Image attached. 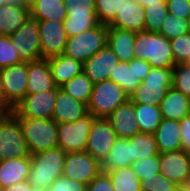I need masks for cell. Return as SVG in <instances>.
I'll return each mask as SVG.
<instances>
[{
	"label": "cell",
	"mask_w": 190,
	"mask_h": 191,
	"mask_svg": "<svg viewBox=\"0 0 190 191\" xmlns=\"http://www.w3.org/2000/svg\"><path fill=\"white\" fill-rule=\"evenodd\" d=\"M66 155L67 153L60 147L31 155L28 183L34 189L49 191L55 179L62 176Z\"/></svg>",
	"instance_id": "1"
},
{
	"label": "cell",
	"mask_w": 190,
	"mask_h": 191,
	"mask_svg": "<svg viewBox=\"0 0 190 191\" xmlns=\"http://www.w3.org/2000/svg\"><path fill=\"white\" fill-rule=\"evenodd\" d=\"M134 54L135 58L148 61L151 67L170 68L175 65L170 40L157 32H137Z\"/></svg>",
	"instance_id": "2"
},
{
	"label": "cell",
	"mask_w": 190,
	"mask_h": 191,
	"mask_svg": "<svg viewBox=\"0 0 190 191\" xmlns=\"http://www.w3.org/2000/svg\"><path fill=\"white\" fill-rule=\"evenodd\" d=\"M18 119L30 155L58 147V124L53 119Z\"/></svg>",
	"instance_id": "3"
},
{
	"label": "cell",
	"mask_w": 190,
	"mask_h": 191,
	"mask_svg": "<svg viewBox=\"0 0 190 191\" xmlns=\"http://www.w3.org/2000/svg\"><path fill=\"white\" fill-rule=\"evenodd\" d=\"M172 86L173 67H152L145 79L129 95V100L134 104L160 105Z\"/></svg>",
	"instance_id": "4"
},
{
	"label": "cell",
	"mask_w": 190,
	"mask_h": 191,
	"mask_svg": "<svg viewBox=\"0 0 190 191\" xmlns=\"http://www.w3.org/2000/svg\"><path fill=\"white\" fill-rule=\"evenodd\" d=\"M128 100L129 95L121 86L113 81L105 80L94 83L87 109L95 118H106Z\"/></svg>",
	"instance_id": "5"
},
{
	"label": "cell",
	"mask_w": 190,
	"mask_h": 191,
	"mask_svg": "<svg viewBox=\"0 0 190 191\" xmlns=\"http://www.w3.org/2000/svg\"><path fill=\"white\" fill-rule=\"evenodd\" d=\"M108 25L98 24L90 30L68 37L64 55L82 63L107 46Z\"/></svg>",
	"instance_id": "6"
},
{
	"label": "cell",
	"mask_w": 190,
	"mask_h": 191,
	"mask_svg": "<svg viewBox=\"0 0 190 191\" xmlns=\"http://www.w3.org/2000/svg\"><path fill=\"white\" fill-rule=\"evenodd\" d=\"M30 156L19 119L11 111L0 121V160Z\"/></svg>",
	"instance_id": "7"
},
{
	"label": "cell",
	"mask_w": 190,
	"mask_h": 191,
	"mask_svg": "<svg viewBox=\"0 0 190 191\" xmlns=\"http://www.w3.org/2000/svg\"><path fill=\"white\" fill-rule=\"evenodd\" d=\"M27 62L0 69V97L13 109L27 95Z\"/></svg>",
	"instance_id": "8"
},
{
	"label": "cell",
	"mask_w": 190,
	"mask_h": 191,
	"mask_svg": "<svg viewBox=\"0 0 190 191\" xmlns=\"http://www.w3.org/2000/svg\"><path fill=\"white\" fill-rule=\"evenodd\" d=\"M95 117L89 112L71 123H58V147L66 153L85 152Z\"/></svg>",
	"instance_id": "9"
},
{
	"label": "cell",
	"mask_w": 190,
	"mask_h": 191,
	"mask_svg": "<svg viewBox=\"0 0 190 191\" xmlns=\"http://www.w3.org/2000/svg\"><path fill=\"white\" fill-rule=\"evenodd\" d=\"M22 62L42 59L39 21L29 16L23 25L10 35Z\"/></svg>",
	"instance_id": "10"
},
{
	"label": "cell",
	"mask_w": 190,
	"mask_h": 191,
	"mask_svg": "<svg viewBox=\"0 0 190 191\" xmlns=\"http://www.w3.org/2000/svg\"><path fill=\"white\" fill-rule=\"evenodd\" d=\"M57 98V86L49 91L27 94L11 110L17 117L52 119Z\"/></svg>",
	"instance_id": "11"
},
{
	"label": "cell",
	"mask_w": 190,
	"mask_h": 191,
	"mask_svg": "<svg viewBox=\"0 0 190 191\" xmlns=\"http://www.w3.org/2000/svg\"><path fill=\"white\" fill-rule=\"evenodd\" d=\"M102 172V166L87 152L67 153L62 176L88 185Z\"/></svg>",
	"instance_id": "12"
},
{
	"label": "cell",
	"mask_w": 190,
	"mask_h": 191,
	"mask_svg": "<svg viewBox=\"0 0 190 191\" xmlns=\"http://www.w3.org/2000/svg\"><path fill=\"white\" fill-rule=\"evenodd\" d=\"M151 68L150 63L144 59L134 58L130 62H118L109 80L117 83L130 95L145 79Z\"/></svg>",
	"instance_id": "13"
},
{
	"label": "cell",
	"mask_w": 190,
	"mask_h": 191,
	"mask_svg": "<svg viewBox=\"0 0 190 191\" xmlns=\"http://www.w3.org/2000/svg\"><path fill=\"white\" fill-rule=\"evenodd\" d=\"M117 135L106 118L93 120L85 152L102 163L115 144Z\"/></svg>",
	"instance_id": "14"
},
{
	"label": "cell",
	"mask_w": 190,
	"mask_h": 191,
	"mask_svg": "<svg viewBox=\"0 0 190 191\" xmlns=\"http://www.w3.org/2000/svg\"><path fill=\"white\" fill-rule=\"evenodd\" d=\"M39 32L42 59L64 53L68 37L63 22L39 21Z\"/></svg>",
	"instance_id": "15"
},
{
	"label": "cell",
	"mask_w": 190,
	"mask_h": 191,
	"mask_svg": "<svg viewBox=\"0 0 190 191\" xmlns=\"http://www.w3.org/2000/svg\"><path fill=\"white\" fill-rule=\"evenodd\" d=\"M160 173L179 185L190 175V154L180 149L159 153Z\"/></svg>",
	"instance_id": "16"
},
{
	"label": "cell",
	"mask_w": 190,
	"mask_h": 191,
	"mask_svg": "<svg viewBox=\"0 0 190 191\" xmlns=\"http://www.w3.org/2000/svg\"><path fill=\"white\" fill-rule=\"evenodd\" d=\"M118 62V57L106 46L83 63V72L93 83L109 80Z\"/></svg>",
	"instance_id": "17"
},
{
	"label": "cell",
	"mask_w": 190,
	"mask_h": 191,
	"mask_svg": "<svg viewBox=\"0 0 190 191\" xmlns=\"http://www.w3.org/2000/svg\"><path fill=\"white\" fill-rule=\"evenodd\" d=\"M106 119L110 122L115 131L117 138H131L141 133L137 125L135 104L128 100L126 103L119 105Z\"/></svg>",
	"instance_id": "18"
},
{
	"label": "cell",
	"mask_w": 190,
	"mask_h": 191,
	"mask_svg": "<svg viewBox=\"0 0 190 191\" xmlns=\"http://www.w3.org/2000/svg\"><path fill=\"white\" fill-rule=\"evenodd\" d=\"M30 16L29 2L15 0L0 7V35L15 33Z\"/></svg>",
	"instance_id": "19"
},
{
	"label": "cell",
	"mask_w": 190,
	"mask_h": 191,
	"mask_svg": "<svg viewBox=\"0 0 190 191\" xmlns=\"http://www.w3.org/2000/svg\"><path fill=\"white\" fill-rule=\"evenodd\" d=\"M87 113L86 103L74 99L60 87H57V98L52 118L57 124L74 122Z\"/></svg>",
	"instance_id": "20"
},
{
	"label": "cell",
	"mask_w": 190,
	"mask_h": 191,
	"mask_svg": "<svg viewBox=\"0 0 190 191\" xmlns=\"http://www.w3.org/2000/svg\"><path fill=\"white\" fill-rule=\"evenodd\" d=\"M145 7L139 5L135 0H121L120 12L108 25L110 27L140 32L144 30Z\"/></svg>",
	"instance_id": "21"
},
{
	"label": "cell",
	"mask_w": 190,
	"mask_h": 191,
	"mask_svg": "<svg viewBox=\"0 0 190 191\" xmlns=\"http://www.w3.org/2000/svg\"><path fill=\"white\" fill-rule=\"evenodd\" d=\"M136 33L108 26L107 46L118 57L119 62H130L135 58L134 43Z\"/></svg>",
	"instance_id": "22"
},
{
	"label": "cell",
	"mask_w": 190,
	"mask_h": 191,
	"mask_svg": "<svg viewBox=\"0 0 190 191\" xmlns=\"http://www.w3.org/2000/svg\"><path fill=\"white\" fill-rule=\"evenodd\" d=\"M27 94L41 93L56 87L47 59L27 62Z\"/></svg>",
	"instance_id": "23"
},
{
	"label": "cell",
	"mask_w": 190,
	"mask_h": 191,
	"mask_svg": "<svg viewBox=\"0 0 190 191\" xmlns=\"http://www.w3.org/2000/svg\"><path fill=\"white\" fill-rule=\"evenodd\" d=\"M31 158H8L0 160V189L28 180Z\"/></svg>",
	"instance_id": "24"
},
{
	"label": "cell",
	"mask_w": 190,
	"mask_h": 191,
	"mask_svg": "<svg viewBox=\"0 0 190 191\" xmlns=\"http://www.w3.org/2000/svg\"><path fill=\"white\" fill-rule=\"evenodd\" d=\"M54 83L57 87L83 72V63L64 54L47 58Z\"/></svg>",
	"instance_id": "25"
},
{
	"label": "cell",
	"mask_w": 190,
	"mask_h": 191,
	"mask_svg": "<svg viewBox=\"0 0 190 191\" xmlns=\"http://www.w3.org/2000/svg\"><path fill=\"white\" fill-rule=\"evenodd\" d=\"M159 106L164 119L181 121L190 115V98L173 86L169 88Z\"/></svg>",
	"instance_id": "26"
},
{
	"label": "cell",
	"mask_w": 190,
	"mask_h": 191,
	"mask_svg": "<svg viewBox=\"0 0 190 191\" xmlns=\"http://www.w3.org/2000/svg\"><path fill=\"white\" fill-rule=\"evenodd\" d=\"M159 153L182 149L179 121L162 119L153 133Z\"/></svg>",
	"instance_id": "27"
},
{
	"label": "cell",
	"mask_w": 190,
	"mask_h": 191,
	"mask_svg": "<svg viewBox=\"0 0 190 191\" xmlns=\"http://www.w3.org/2000/svg\"><path fill=\"white\" fill-rule=\"evenodd\" d=\"M64 0H30V16L38 21L64 22L67 17Z\"/></svg>",
	"instance_id": "28"
},
{
	"label": "cell",
	"mask_w": 190,
	"mask_h": 191,
	"mask_svg": "<svg viewBox=\"0 0 190 191\" xmlns=\"http://www.w3.org/2000/svg\"><path fill=\"white\" fill-rule=\"evenodd\" d=\"M132 163L130 139L117 138L101 163L102 172L109 173L118 168L131 166Z\"/></svg>",
	"instance_id": "29"
},
{
	"label": "cell",
	"mask_w": 190,
	"mask_h": 191,
	"mask_svg": "<svg viewBox=\"0 0 190 191\" xmlns=\"http://www.w3.org/2000/svg\"><path fill=\"white\" fill-rule=\"evenodd\" d=\"M135 114L141 133L153 134L163 119L160 106L156 104H135Z\"/></svg>",
	"instance_id": "30"
},
{
	"label": "cell",
	"mask_w": 190,
	"mask_h": 191,
	"mask_svg": "<svg viewBox=\"0 0 190 191\" xmlns=\"http://www.w3.org/2000/svg\"><path fill=\"white\" fill-rule=\"evenodd\" d=\"M107 174L114 191H141V181L131 166L118 168Z\"/></svg>",
	"instance_id": "31"
},
{
	"label": "cell",
	"mask_w": 190,
	"mask_h": 191,
	"mask_svg": "<svg viewBox=\"0 0 190 191\" xmlns=\"http://www.w3.org/2000/svg\"><path fill=\"white\" fill-rule=\"evenodd\" d=\"M93 86L94 83L82 72L60 86V89L71 95L74 99L88 104Z\"/></svg>",
	"instance_id": "32"
},
{
	"label": "cell",
	"mask_w": 190,
	"mask_h": 191,
	"mask_svg": "<svg viewBox=\"0 0 190 191\" xmlns=\"http://www.w3.org/2000/svg\"><path fill=\"white\" fill-rule=\"evenodd\" d=\"M129 139L131 141L132 162L159 153L153 134L139 133Z\"/></svg>",
	"instance_id": "33"
},
{
	"label": "cell",
	"mask_w": 190,
	"mask_h": 191,
	"mask_svg": "<svg viewBox=\"0 0 190 191\" xmlns=\"http://www.w3.org/2000/svg\"><path fill=\"white\" fill-rule=\"evenodd\" d=\"M99 24L96 15H67L63 22L67 37H73Z\"/></svg>",
	"instance_id": "34"
},
{
	"label": "cell",
	"mask_w": 190,
	"mask_h": 191,
	"mask_svg": "<svg viewBox=\"0 0 190 191\" xmlns=\"http://www.w3.org/2000/svg\"><path fill=\"white\" fill-rule=\"evenodd\" d=\"M168 13L166 1H159V4L146 5L144 30L159 33Z\"/></svg>",
	"instance_id": "35"
},
{
	"label": "cell",
	"mask_w": 190,
	"mask_h": 191,
	"mask_svg": "<svg viewBox=\"0 0 190 191\" xmlns=\"http://www.w3.org/2000/svg\"><path fill=\"white\" fill-rule=\"evenodd\" d=\"M96 18L100 24L109 25L120 12L121 0H95Z\"/></svg>",
	"instance_id": "36"
},
{
	"label": "cell",
	"mask_w": 190,
	"mask_h": 191,
	"mask_svg": "<svg viewBox=\"0 0 190 191\" xmlns=\"http://www.w3.org/2000/svg\"><path fill=\"white\" fill-rule=\"evenodd\" d=\"M159 153L156 155L139 159L131 164V168L141 181L144 178L154 177V174L160 173Z\"/></svg>",
	"instance_id": "37"
},
{
	"label": "cell",
	"mask_w": 190,
	"mask_h": 191,
	"mask_svg": "<svg viewBox=\"0 0 190 191\" xmlns=\"http://www.w3.org/2000/svg\"><path fill=\"white\" fill-rule=\"evenodd\" d=\"M187 32V20L175 17L173 14L168 13L159 33L167 39L172 40L180 35L186 34Z\"/></svg>",
	"instance_id": "38"
},
{
	"label": "cell",
	"mask_w": 190,
	"mask_h": 191,
	"mask_svg": "<svg viewBox=\"0 0 190 191\" xmlns=\"http://www.w3.org/2000/svg\"><path fill=\"white\" fill-rule=\"evenodd\" d=\"M21 62L10 36L0 35V69Z\"/></svg>",
	"instance_id": "39"
},
{
	"label": "cell",
	"mask_w": 190,
	"mask_h": 191,
	"mask_svg": "<svg viewBox=\"0 0 190 191\" xmlns=\"http://www.w3.org/2000/svg\"><path fill=\"white\" fill-rule=\"evenodd\" d=\"M173 87L190 98V65L177 63L173 66Z\"/></svg>",
	"instance_id": "40"
},
{
	"label": "cell",
	"mask_w": 190,
	"mask_h": 191,
	"mask_svg": "<svg viewBox=\"0 0 190 191\" xmlns=\"http://www.w3.org/2000/svg\"><path fill=\"white\" fill-rule=\"evenodd\" d=\"M141 191H179L178 185L166 178L163 174H154V177L141 180Z\"/></svg>",
	"instance_id": "41"
},
{
	"label": "cell",
	"mask_w": 190,
	"mask_h": 191,
	"mask_svg": "<svg viewBox=\"0 0 190 191\" xmlns=\"http://www.w3.org/2000/svg\"><path fill=\"white\" fill-rule=\"evenodd\" d=\"M174 62L187 63L190 59V34L186 33L170 40Z\"/></svg>",
	"instance_id": "42"
},
{
	"label": "cell",
	"mask_w": 190,
	"mask_h": 191,
	"mask_svg": "<svg viewBox=\"0 0 190 191\" xmlns=\"http://www.w3.org/2000/svg\"><path fill=\"white\" fill-rule=\"evenodd\" d=\"M95 0H64L67 15H96Z\"/></svg>",
	"instance_id": "43"
},
{
	"label": "cell",
	"mask_w": 190,
	"mask_h": 191,
	"mask_svg": "<svg viewBox=\"0 0 190 191\" xmlns=\"http://www.w3.org/2000/svg\"><path fill=\"white\" fill-rule=\"evenodd\" d=\"M86 187L82 182L60 176L49 187V191H86Z\"/></svg>",
	"instance_id": "44"
},
{
	"label": "cell",
	"mask_w": 190,
	"mask_h": 191,
	"mask_svg": "<svg viewBox=\"0 0 190 191\" xmlns=\"http://www.w3.org/2000/svg\"><path fill=\"white\" fill-rule=\"evenodd\" d=\"M166 6L175 17L187 20L190 15V0H166Z\"/></svg>",
	"instance_id": "45"
},
{
	"label": "cell",
	"mask_w": 190,
	"mask_h": 191,
	"mask_svg": "<svg viewBox=\"0 0 190 191\" xmlns=\"http://www.w3.org/2000/svg\"><path fill=\"white\" fill-rule=\"evenodd\" d=\"M86 191H114L107 173L101 172L86 187Z\"/></svg>",
	"instance_id": "46"
},
{
	"label": "cell",
	"mask_w": 190,
	"mask_h": 191,
	"mask_svg": "<svg viewBox=\"0 0 190 191\" xmlns=\"http://www.w3.org/2000/svg\"><path fill=\"white\" fill-rule=\"evenodd\" d=\"M182 150L190 154V115L179 121Z\"/></svg>",
	"instance_id": "47"
},
{
	"label": "cell",
	"mask_w": 190,
	"mask_h": 191,
	"mask_svg": "<svg viewBox=\"0 0 190 191\" xmlns=\"http://www.w3.org/2000/svg\"><path fill=\"white\" fill-rule=\"evenodd\" d=\"M32 188L33 187L28 183V181H24L7 186L1 189V191H31Z\"/></svg>",
	"instance_id": "48"
},
{
	"label": "cell",
	"mask_w": 190,
	"mask_h": 191,
	"mask_svg": "<svg viewBox=\"0 0 190 191\" xmlns=\"http://www.w3.org/2000/svg\"><path fill=\"white\" fill-rule=\"evenodd\" d=\"M11 108L0 98V121L11 112Z\"/></svg>",
	"instance_id": "49"
},
{
	"label": "cell",
	"mask_w": 190,
	"mask_h": 191,
	"mask_svg": "<svg viewBox=\"0 0 190 191\" xmlns=\"http://www.w3.org/2000/svg\"><path fill=\"white\" fill-rule=\"evenodd\" d=\"M179 191H190V175H188L179 185Z\"/></svg>",
	"instance_id": "50"
},
{
	"label": "cell",
	"mask_w": 190,
	"mask_h": 191,
	"mask_svg": "<svg viewBox=\"0 0 190 191\" xmlns=\"http://www.w3.org/2000/svg\"><path fill=\"white\" fill-rule=\"evenodd\" d=\"M159 1H166V0H135L136 3L145 7L146 5H153L159 4Z\"/></svg>",
	"instance_id": "51"
},
{
	"label": "cell",
	"mask_w": 190,
	"mask_h": 191,
	"mask_svg": "<svg viewBox=\"0 0 190 191\" xmlns=\"http://www.w3.org/2000/svg\"><path fill=\"white\" fill-rule=\"evenodd\" d=\"M15 0H0V7L6 5L7 3H12Z\"/></svg>",
	"instance_id": "52"
},
{
	"label": "cell",
	"mask_w": 190,
	"mask_h": 191,
	"mask_svg": "<svg viewBox=\"0 0 190 191\" xmlns=\"http://www.w3.org/2000/svg\"><path fill=\"white\" fill-rule=\"evenodd\" d=\"M187 27H188V32L190 34V15L188 16V19H187Z\"/></svg>",
	"instance_id": "53"
},
{
	"label": "cell",
	"mask_w": 190,
	"mask_h": 191,
	"mask_svg": "<svg viewBox=\"0 0 190 191\" xmlns=\"http://www.w3.org/2000/svg\"><path fill=\"white\" fill-rule=\"evenodd\" d=\"M31 191H45V190H37V189L32 188Z\"/></svg>",
	"instance_id": "54"
}]
</instances>
